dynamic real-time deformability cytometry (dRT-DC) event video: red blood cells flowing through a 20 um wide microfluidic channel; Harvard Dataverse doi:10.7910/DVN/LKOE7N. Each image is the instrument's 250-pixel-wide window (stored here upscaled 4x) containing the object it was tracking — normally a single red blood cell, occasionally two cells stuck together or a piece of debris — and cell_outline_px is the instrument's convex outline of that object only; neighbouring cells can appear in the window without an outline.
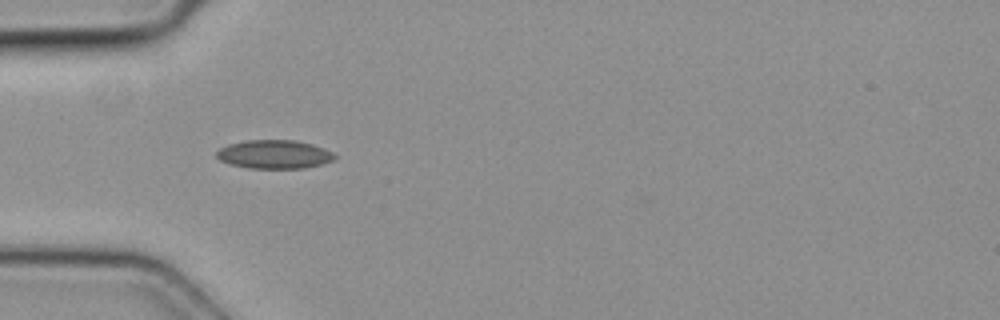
{"species": "common noctule bat (a hibernating species)", "species_latin": "Nyctalus noctula", "temperature_condition": "cold", "stored_images_in_passage": 4, "camera_frame_rate_fps": 3000, "um_per_image_px": 0.085, "animal": {"sex": "female", "body_mass_g": 19.3, "forearm_length_mm": 54.1}, "frame": {"image": 1, "passage_image": 3, "time_ms": 0.667, "image_size_px": [1000, 320], "cell_outline_px": [[336, 156], [332, 160], [320, 164], [304, 168], [248, 168], [228, 164], [220, 160], [216, 156], [216, 152], [220, 148], [228, 144], [248, 140], [292, 140], [312, 144], [324, 148], [332, 152]], "centroid_in_image_um": [23.28, 13.12], "position_along_channel_um": 61.7, "area_um2": 19.59}}
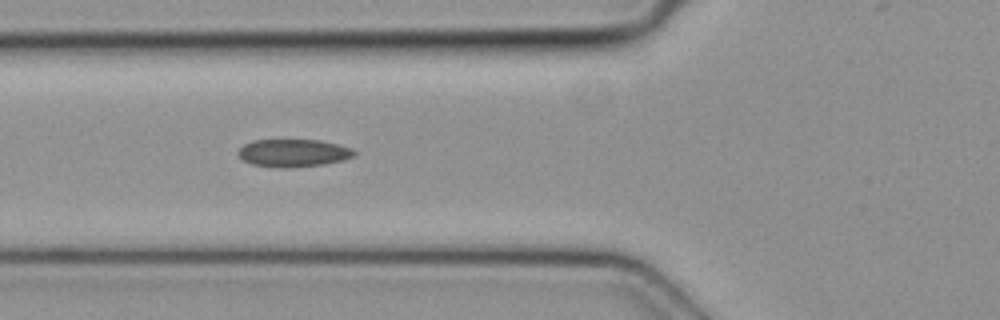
{"frame": {"image": 2, "passage_image": 4, "time_ms": 1.0, "image_size_px": [1000, 320], "cell_outline_px": [[356, 152], [352, 156], [344, 160], [324, 164], [288, 168], [280, 168], [252, 164], [244, 160], [236, 152], [244, 144], [252, 140], [320, 140], [352, 148]], "centroid_in_image_um": [24.92, 13.0], "position_along_channel_um": 100.9, "area_um2": 18.67}}